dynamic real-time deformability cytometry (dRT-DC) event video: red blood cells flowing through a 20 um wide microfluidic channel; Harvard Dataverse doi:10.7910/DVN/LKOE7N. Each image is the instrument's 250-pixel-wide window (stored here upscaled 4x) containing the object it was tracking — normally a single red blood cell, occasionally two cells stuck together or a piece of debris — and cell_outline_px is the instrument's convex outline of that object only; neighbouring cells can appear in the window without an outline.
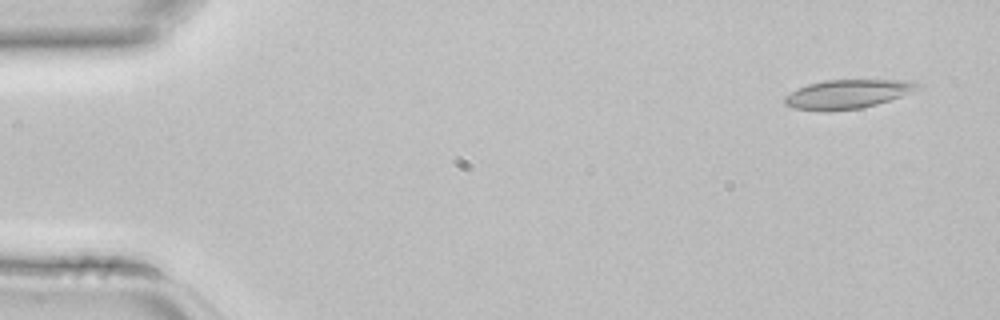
{"species": "common noctule bat (a hibernating species)", "species_latin": "Nyctalus noctula", "temperature_condition": "room temperature", "stored_images_in_passage": 4, "camera_frame_rate_fps": 3000, "um_per_image_px": 0.085, "animal": {"sex": "female", "body_mass_g": 22.7, "forearm_length_mm": 54.2}, "frame": {"image": 1, "passage_image": 1, "time_ms": 0.0, "image_size_px": [1000, 320], "cell_outline_px": [[920, 88], [900, 96], [876, 104], [860, 108], [828, 112], [824, 112], [792, 108], [784, 104], [784, 96], [808, 84], [824, 80], [904, 80], [920, 84]], "centroid_in_image_um": [71.97, 8.01], "position_along_channel_um": 13.0, "area_um2": 22.31}}
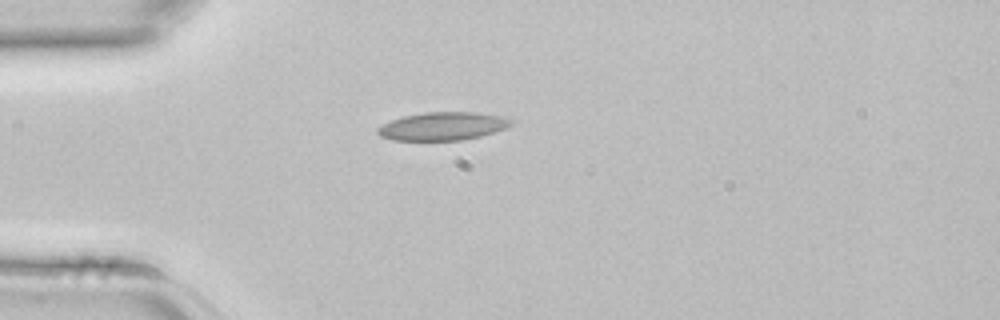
{"frame": {"image": 2, "passage_image": 3, "time_ms": 0.667, "image_size_px": [1000, 320], "cell_outline_px": [[516, 120], [512, 124], [504, 128], [480, 136], [460, 140], [392, 140], [380, 136], [376, 132], [376, 128], [392, 120], [404, 116], [424, 112], [476, 112], [500, 116]], "centroid_in_image_um": [37.62, 10.72], "position_along_channel_um": 47.4, "area_um2": 21.73}}